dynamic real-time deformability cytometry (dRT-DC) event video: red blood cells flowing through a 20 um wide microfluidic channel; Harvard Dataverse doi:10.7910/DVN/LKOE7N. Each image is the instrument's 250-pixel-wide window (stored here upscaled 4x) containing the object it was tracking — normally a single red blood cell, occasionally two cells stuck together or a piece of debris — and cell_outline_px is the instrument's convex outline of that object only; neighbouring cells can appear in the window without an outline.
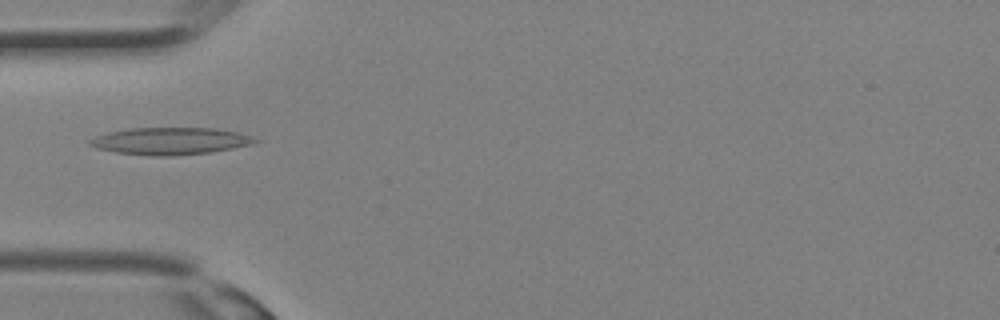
{"species": "Egyptian fruit bat (a non-hibernating species)", "species_latin": "Rousettus aegyptiacus", "temperature_condition": "room temperature", "stored_images_in_passage": 23, "camera_frame_rate_fps": 3000, "um_per_image_px": 0.085, "animal": {"sex": "female"}, "frame": {"image": 1, "passage_image": 1, "time_ms": 0.0, "image_size_px": [1000, 320], "cell_outline_px": [[260, 140], [252, 144], [212, 152], [172, 156], [152, 156], [116, 152], [96, 148], [88, 144], [84, 140], [108, 132], [128, 128], [216, 128], [236, 132], [252, 136]], "centroid_in_image_um": [14.43, 11.99], "position_along_channel_um": 70.6, "area_um2": 26.3}}
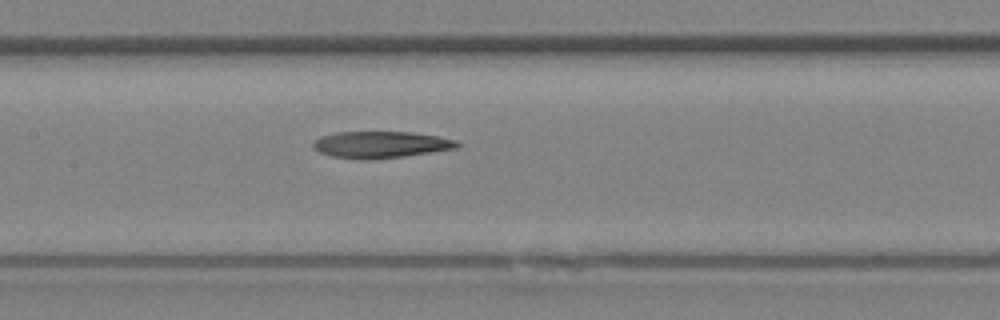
{"frame": {"image": 2, "passage_image": 6, "time_ms": 1.667, "image_size_px": [1000, 320], "cell_outline_px": [[464, 144], [460, 148], [404, 156], [364, 160], [332, 156], [320, 152], [312, 148], [312, 144], [320, 136], [336, 132], [412, 132], [436, 136], [456, 140]], "centroid_in_image_um": [32.4, 12.29], "position_along_channel_um": 175.0, "area_um2": 22.48}}
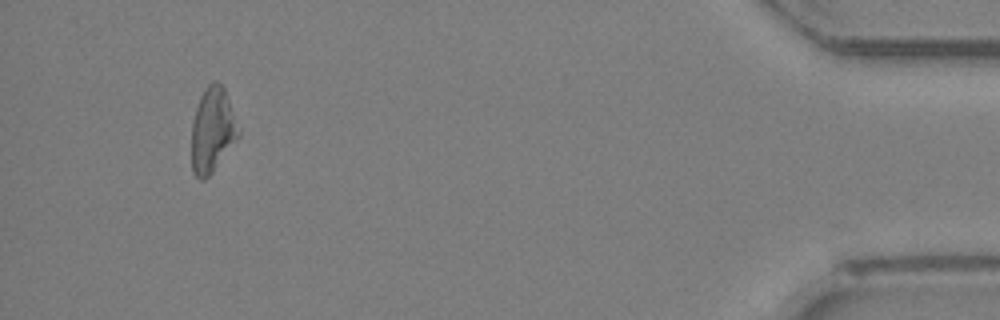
{"frame": {"image": 3, "passage_image": 21, "time_ms": 6.667, "image_size_px": [1000, 320], "cell_outline_px": [[240, 136], [212, 172], [204, 180], [200, 180], [192, 172], [192, 124], [196, 108], [200, 96], [204, 88], [212, 80], [216, 80], [224, 88], [240, 132]], "centroid_in_image_um": [18.05, 11.05], "position_along_channel_um": 417.2, "area_um2": 23.0}}